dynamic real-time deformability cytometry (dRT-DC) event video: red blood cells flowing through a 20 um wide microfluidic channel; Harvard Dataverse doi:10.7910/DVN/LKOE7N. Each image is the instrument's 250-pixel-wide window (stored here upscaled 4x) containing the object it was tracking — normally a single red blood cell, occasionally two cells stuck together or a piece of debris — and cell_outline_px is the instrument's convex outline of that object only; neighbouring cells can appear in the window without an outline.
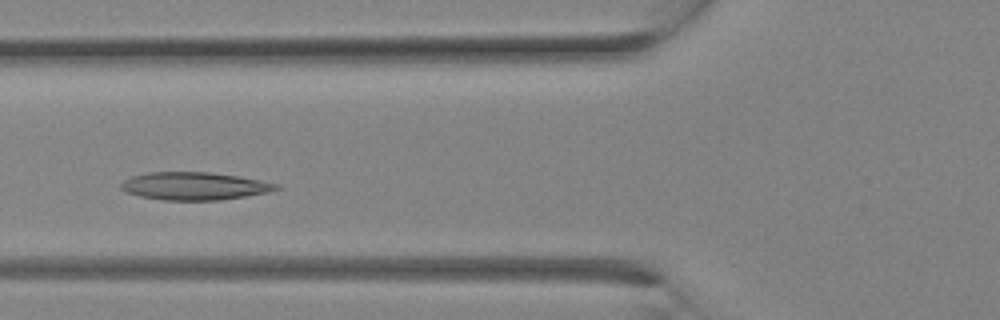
{"species": "Egyptian fruit bat (a non-hibernating species)", "species_latin": "Rousettus aegyptiacus", "temperature_condition": "room temperature", "stored_images_in_passage": 13, "camera_frame_rate_fps": 3000, "um_per_image_px": 0.085, "animal": {"sex": "female"}, "frame": {"image": 1, "passage_image": 8, "time_ms": 2.333, "image_size_px": [1000, 320], "cell_outline_px": [[280, 188], [268, 192], [220, 200], [164, 200], [140, 196], [124, 192], [120, 188], [120, 184], [124, 180], [132, 176], [148, 172], [208, 172], [240, 176], [280, 184]], "centroid_in_image_um": [16.51, 15.81], "position_along_channel_um": 109.3, "area_um2": 25.14}}
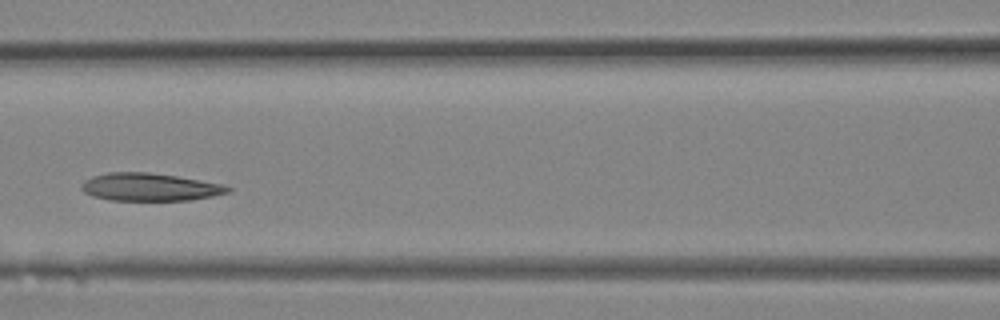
{"frame": {"image": 2, "passage_image": 10, "time_ms": 3.0, "image_size_px": [1000, 320], "cell_outline_px": [[232, 188], [228, 192], [212, 196], [192, 200], [108, 200], [92, 196], [84, 192], [80, 188], [80, 184], [84, 180], [92, 176], [108, 172], [148, 172], [176, 176], [224, 184]], "centroid_in_image_um": [12.69, 15.9], "position_along_channel_um": 153.9, "area_um2": 23.76}}
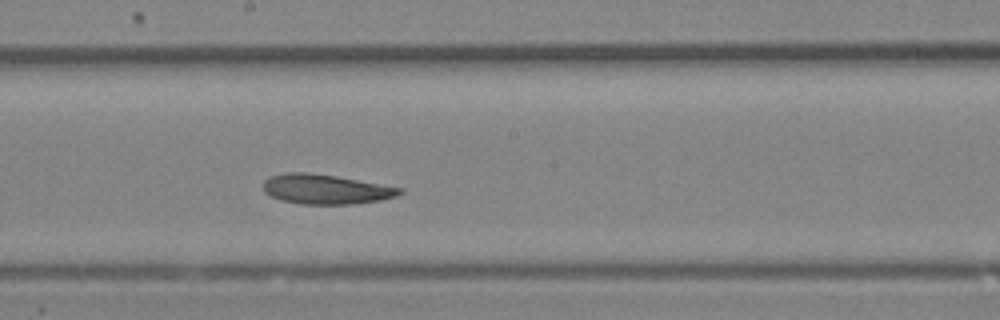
{"frame": {"image": 3, "passage_image": 13, "time_ms": 4.0, "image_size_px": [1000, 320], "cell_outline_px": [[404, 192], [396, 196], [380, 200], [352, 204], [300, 204], [280, 200], [264, 192], [264, 180], [272, 176], [284, 172], [308, 172], [336, 176], [404, 188]], "centroid_in_image_um": [27.7, 16.08], "position_along_channel_um": 220.5, "area_um2": 23.64}}